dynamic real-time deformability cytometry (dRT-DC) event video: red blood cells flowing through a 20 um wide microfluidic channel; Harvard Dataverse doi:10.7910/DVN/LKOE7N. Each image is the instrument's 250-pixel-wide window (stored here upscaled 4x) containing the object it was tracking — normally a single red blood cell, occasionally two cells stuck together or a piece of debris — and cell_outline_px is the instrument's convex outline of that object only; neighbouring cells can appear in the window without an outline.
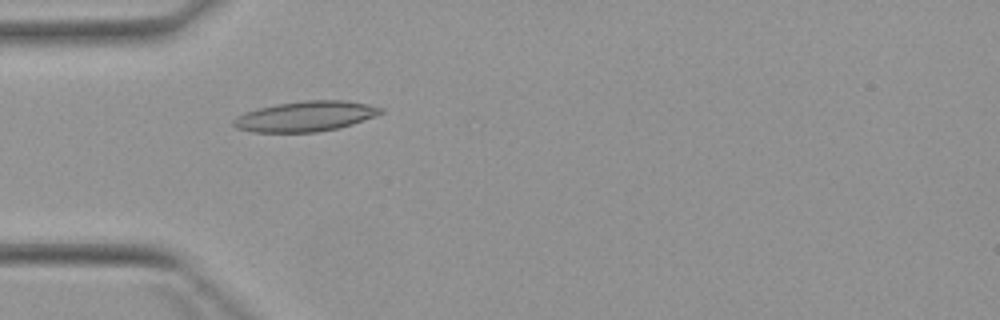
{"species": "Egyptian fruit bat (a non-hibernating species)", "species_latin": "Rousettus aegyptiacus", "temperature_condition": "warm", "stored_images_in_passage": 4, "camera_frame_rate_fps": 3000, "um_per_image_px": 0.085, "animal": {"sex": "female"}, "frame": {"image": 1, "passage_image": 4, "time_ms": 4.667, "image_size_px": [1000, 320], "cell_outline_px": [[384, 112], [376, 116], [352, 124], [336, 128], [316, 132], [252, 132], [236, 128], [232, 124], [232, 120], [236, 116], [244, 112], [256, 108], [276, 104], [304, 100], [348, 100], [368, 104], [384, 108]], "centroid_in_image_um": [25.95, 9.87], "position_along_channel_um": 59.0, "area_um2": 26.18}}